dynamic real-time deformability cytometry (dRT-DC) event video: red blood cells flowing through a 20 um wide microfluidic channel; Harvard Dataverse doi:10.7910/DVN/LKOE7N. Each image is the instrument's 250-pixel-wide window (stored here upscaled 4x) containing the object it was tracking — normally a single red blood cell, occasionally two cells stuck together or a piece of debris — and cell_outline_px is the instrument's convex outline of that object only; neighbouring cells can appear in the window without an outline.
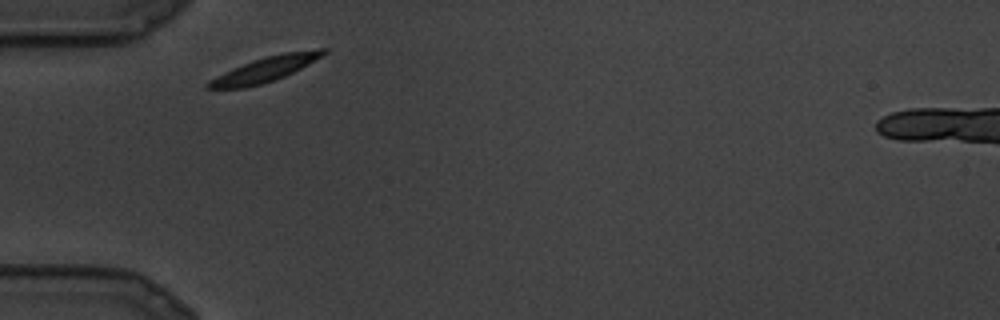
{"species": "common noctule bat (a hibernating species)", "species_latin": "Nyctalus noctula", "temperature_condition": "cold", "stored_images_in_passage": 18, "camera_frame_rate_fps": 3000, "um_per_image_px": 0.085, "animal": {"sex": "male", "body_mass_g": 19.5, "forearm_length_mm": 54.6}, "frame": {"image": 1, "passage_image": 1, "time_ms": 0.0, "image_size_px": [1000, 320], "cell_outline_px": [[328, 52], [308, 64], [284, 76], [260, 84], [244, 88], [204, 88], [204, 84], [216, 76], [224, 72], [252, 60], [284, 52], [320, 48], [328, 48]], "centroid_in_image_um": [22.53, 5.88], "position_along_channel_um": 62.5, "area_um2": 16.47}}
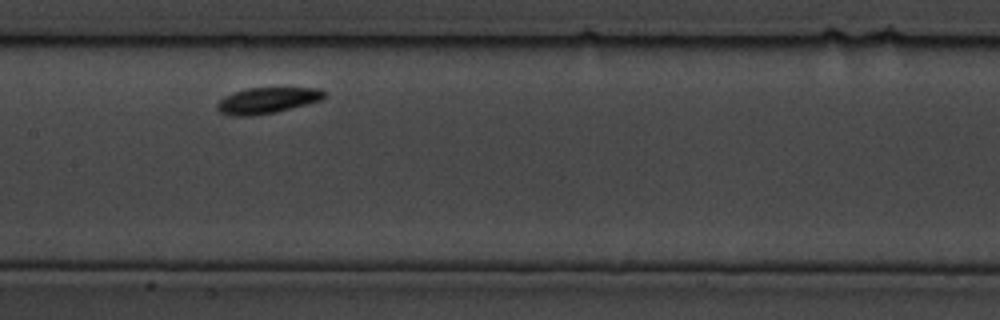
{"frame": {"image": 2, "passage_image": 7, "time_ms": 2.0, "image_size_px": [1000, 320], "cell_outline_px": [[324, 100], [276, 112], [252, 116], [228, 116], [220, 112], [216, 108], [216, 104], [224, 96], [232, 92], [248, 88], [320, 88], [324, 92]], "centroid_in_image_um": [22.68, 8.55], "position_along_channel_um": 184.7, "area_um2": 16.42}}
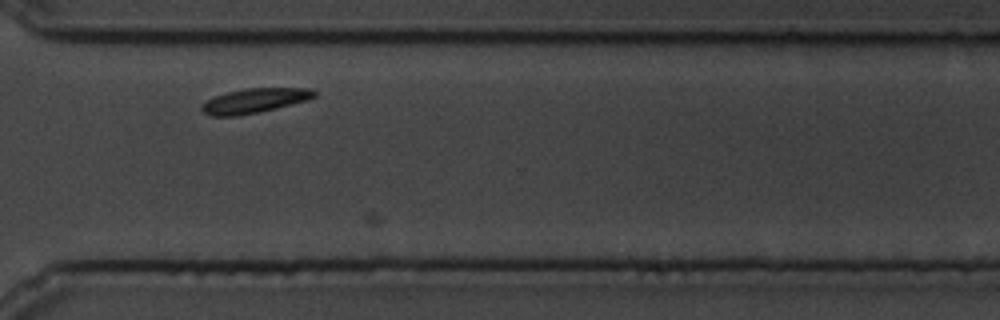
{"frame": {"image": 3, "passage_image": 14, "time_ms": 4.333, "image_size_px": [1000, 320], "cell_outline_px": [[316, 96], [308, 100], [260, 112], [236, 116], [212, 116], [204, 112], [200, 108], [208, 100], [216, 96], [228, 92], [244, 88], [312, 88], [316, 92]], "centroid_in_image_um": [21.68, 8.55], "position_along_channel_um": 348.9, "area_um2": 16.01}}